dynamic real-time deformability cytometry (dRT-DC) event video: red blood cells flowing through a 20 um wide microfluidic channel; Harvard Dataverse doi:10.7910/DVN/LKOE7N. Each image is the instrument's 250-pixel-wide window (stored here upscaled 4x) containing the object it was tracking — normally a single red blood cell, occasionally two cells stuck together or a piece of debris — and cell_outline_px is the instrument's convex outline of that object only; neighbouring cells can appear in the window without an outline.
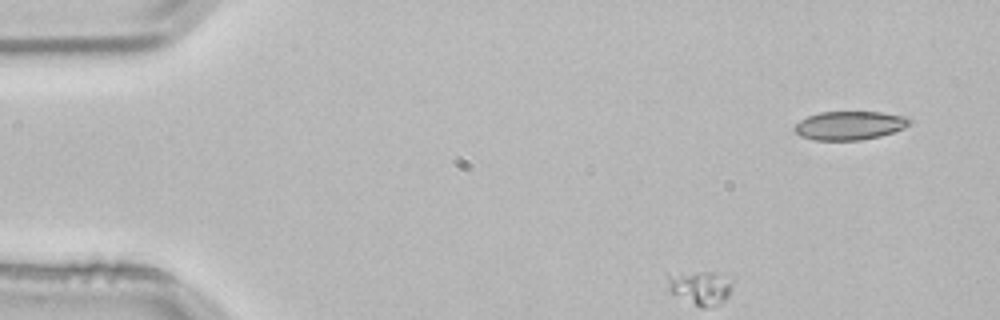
{"species": "common noctule bat (a hibernating species)", "species_latin": "Nyctalus noctula", "temperature_condition": "room temperature", "stored_images_in_passage": 4, "camera_frame_rate_fps": 3000, "um_per_image_px": 0.085, "animal": {"sex": "male", "body_mass_g": 21.5, "forearm_length_mm": 52.0}, "frame": {"image": 1, "passage_image": 1, "time_ms": 0.0, "image_size_px": [1000, 320], "cell_outline_px": [[912, 124], [904, 128], [880, 136], [860, 140], [812, 140], [800, 136], [792, 128], [800, 120], [808, 116], [820, 112], [880, 112], [904, 116], [912, 120]], "centroid_in_image_um": [72.21, 10.67], "position_along_channel_um": 12.8, "area_um2": 19.25}}
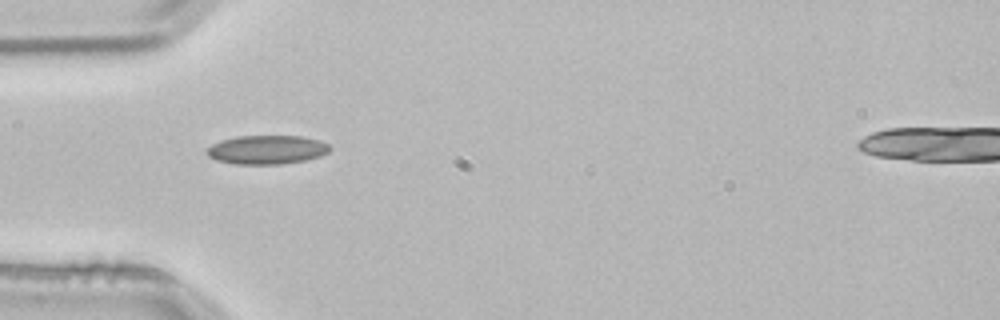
{"frame": {"image": 2, "passage_image": 3, "time_ms": 0.667, "image_size_px": [1000, 320], "cell_outline_px": [[332, 148], [328, 152], [320, 156], [304, 160], [280, 164], [232, 164], [216, 160], [208, 156], [204, 152], [212, 144], [220, 140], [236, 136], [304, 136], [320, 140], [328, 144]], "centroid_in_image_um": [22.66, 12.72], "position_along_channel_um": 62.3, "area_um2": 20.87}}